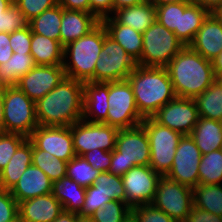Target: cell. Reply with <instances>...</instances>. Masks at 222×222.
<instances>
[{"label": "cell", "mask_w": 222, "mask_h": 222, "mask_svg": "<svg viewBox=\"0 0 222 222\" xmlns=\"http://www.w3.org/2000/svg\"><path fill=\"white\" fill-rule=\"evenodd\" d=\"M41 126H71L83 118V82L65 77L35 103Z\"/></svg>", "instance_id": "1"}, {"label": "cell", "mask_w": 222, "mask_h": 222, "mask_svg": "<svg viewBox=\"0 0 222 222\" xmlns=\"http://www.w3.org/2000/svg\"><path fill=\"white\" fill-rule=\"evenodd\" d=\"M177 97L195 98L214 81L212 61L185 46L165 66Z\"/></svg>", "instance_id": "2"}, {"label": "cell", "mask_w": 222, "mask_h": 222, "mask_svg": "<svg viewBox=\"0 0 222 222\" xmlns=\"http://www.w3.org/2000/svg\"><path fill=\"white\" fill-rule=\"evenodd\" d=\"M127 80L143 118L152 117L163 105L177 97L165 67L137 65Z\"/></svg>", "instance_id": "3"}, {"label": "cell", "mask_w": 222, "mask_h": 222, "mask_svg": "<svg viewBox=\"0 0 222 222\" xmlns=\"http://www.w3.org/2000/svg\"><path fill=\"white\" fill-rule=\"evenodd\" d=\"M103 44L104 25L101 21L86 35L67 44L63 51L66 77L83 83L94 82L95 65ZM68 55L71 60L69 63L66 61Z\"/></svg>", "instance_id": "4"}, {"label": "cell", "mask_w": 222, "mask_h": 222, "mask_svg": "<svg viewBox=\"0 0 222 222\" xmlns=\"http://www.w3.org/2000/svg\"><path fill=\"white\" fill-rule=\"evenodd\" d=\"M149 164L150 144L144 127L119 129L108 172L122 177L132 167Z\"/></svg>", "instance_id": "5"}, {"label": "cell", "mask_w": 222, "mask_h": 222, "mask_svg": "<svg viewBox=\"0 0 222 222\" xmlns=\"http://www.w3.org/2000/svg\"><path fill=\"white\" fill-rule=\"evenodd\" d=\"M210 13L195 3H169L156 6V20L175 33L188 46Z\"/></svg>", "instance_id": "6"}, {"label": "cell", "mask_w": 222, "mask_h": 222, "mask_svg": "<svg viewBox=\"0 0 222 222\" xmlns=\"http://www.w3.org/2000/svg\"><path fill=\"white\" fill-rule=\"evenodd\" d=\"M141 66L165 67L185 45L157 20L143 33Z\"/></svg>", "instance_id": "7"}, {"label": "cell", "mask_w": 222, "mask_h": 222, "mask_svg": "<svg viewBox=\"0 0 222 222\" xmlns=\"http://www.w3.org/2000/svg\"><path fill=\"white\" fill-rule=\"evenodd\" d=\"M141 125L150 144L149 166L156 173L165 176L172 167L176 148L183 135L157 123L152 117L144 118Z\"/></svg>", "instance_id": "8"}, {"label": "cell", "mask_w": 222, "mask_h": 222, "mask_svg": "<svg viewBox=\"0 0 222 222\" xmlns=\"http://www.w3.org/2000/svg\"><path fill=\"white\" fill-rule=\"evenodd\" d=\"M4 132L29 137L39 126L33 102L17 86L4 88Z\"/></svg>", "instance_id": "9"}, {"label": "cell", "mask_w": 222, "mask_h": 222, "mask_svg": "<svg viewBox=\"0 0 222 222\" xmlns=\"http://www.w3.org/2000/svg\"><path fill=\"white\" fill-rule=\"evenodd\" d=\"M137 66L136 61L107 35L104 27V44L96 61L94 82H114L126 80Z\"/></svg>", "instance_id": "10"}, {"label": "cell", "mask_w": 222, "mask_h": 222, "mask_svg": "<svg viewBox=\"0 0 222 222\" xmlns=\"http://www.w3.org/2000/svg\"><path fill=\"white\" fill-rule=\"evenodd\" d=\"M107 125L118 129L132 128L142 123L132 87L128 80L109 82Z\"/></svg>", "instance_id": "11"}, {"label": "cell", "mask_w": 222, "mask_h": 222, "mask_svg": "<svg viewBox=\"0 0 222 222\" xmlns=\"http://www.w3.org/2000/svg\"><path fill=\"white\" fill-rule=\"evenodd\" d=\"M151 204L176 222H185L194 205L193 189L161 176Z\"/></svg>", "instance_id": "12"}, {"label": "cell", "mask_w": 222, "mask_h": 222, "mask_svg": "<svg viewBox=\"0 0 222 222\" xmlns=\"http://www.w3.org/2000/svg\"><path fill=\"white\" fill-rule=\"evenodd\" d=\"M119 129L105 123L80 120L71 125L73 149L77 156H83L94 149L113 151Z\"/></svg>", "instance_id": "13"}, {"label": "cell", "mask_w": 222, "mask_h": 222, "mask_svg": "<svg viewBox=\"0 0 222 222\" xmlns=\"http://www.w3.org/2000/svg\"><path fill=\"white\" fill-rule=\"evenodd\" d=\"M161 175L150 166H135L122 177L126 203L131 207L151 204Z\"/></svg>", "instance_id": "14"}, {"label": "cell", "mask_w": 222, "mask_h": 222, "mask_svg": "<svg viewBox=\"0 0 222 222\" xmlns=\"http://www.w3.org/2000/svg\"><path fill=\"white\" fill-rule=\"evenodd\" d=\"M201 152L190 135H183L176 148L169 178L190 188L199 184Z\"/></svg>", "instance_id": "15"}, {"label": "cell", "mask_w": 222, "mask_h": 222, "mask_svg": "<svg viewBox=\"0 0 222 222\" xmlns=\"http://www.w3.org/2000/svg\"><path fill=\"white\" fill-rule=\"evenodd\" d=\"M152 118L182 135H190L198 122L199 114L194 98L176 97L163 105Z\"/></svg>", "instance_id": "16"}, {"label": "cell", "mask_w": 222, "mask_h": 222, "mask_svg": "<svg viewBox=\"0 0 222 222\" xmlns=\"http://www.w3.org/2000/svg\"><path fill=\"white\" fill-rule=\"evenodd\" d=\"M28 140L36 149L49 152L55 158L69 162L76 156L71 126H37Z\"/></svg>", "instance_id": "17"}, {"label": "cell", "mask_w": 222, "mask_h": 222, "mask_svg": "<svg viewBox=\"0 0 222 222\" xmlns=\"http://www.w3.org/2000/svg\"><path fill=\"white\" fill-rule=\"evenodd\" d=\"M65 77L63 65H35L19 79L16 86L36 103Z\"/></svg>", "instance_id": "18"}, {"label": "cell", "mask_w": 222, "mask_h": 222, "mask_svg": "<svg viewBox=\"0 0 222 222\" xmlns=\"http://www.w3.org/2000/svg\"><path fill=\"white\" fill-rule=\"evenodd\" d=\"M63 210L52 193L18 203L19 217L23 222H53Z\"/></svg>", "instance_id": "19"}, {"label": "cell", "mask_w": 222, "mask_h": 222, "mask_svg": "<svg viewBox=\"0 0 222 222\" xmlns=\"http://www.w3.org/2000/svg\"><path fill=\"white\" fill-rule=\"evenodd\" d=\"M108 95L109 82H84L82 119L94 123H104L107 120L108 109L110 108ZM90 115L92 118H90Z\"/></svg>", "instance_id": "20"}, {"label": "cell", "mask_w": 222, "mask_h": 222, "mask_svg": "<svg viewBox=\"0 0 222 222\" xmlns=\"http://www.w3.org/2000/svg\"><path fill=\"white\" fill-rule=\"evenodd\" d=\"M188 46L212 61L222 50V24L210 13Z\"/></svg>", "instance_id": "21"}, {"label": "cell", "mask_w": 222, "mask_h": 222, "mask_svg": "<svg viewBox=\"0 0 222 222\" xmlns=\"http://www.w3.org/2000/svg\"><path fill=\"white\" fill-rule=\"evenodd\" d=\"M53 182L37 166H29L10 190L16 201L22 202L37 196L52 193Z\"/></svg>", "instance_id": "22"}, {"label": "cell", "mask_w": 222, "mask_h": 222, "mask_svg": "<svg viewBox=\"0 0 222 222\" xmlns=\"http://www.w3.org/2000/svg\"><path fill=\"white\" fill-rule=\"evenodd\" d=\"M100 20L90 12L63 8L60 26V44L65 47L91 31Z\"/></svg>", "instance_id": "23"}, {"label": "cell", "mask_w": 222, "mask_h": 222, "mask_svg": "<svg viewBox=\"0 0 222 222\" xmlns=\"http://www.w3.org/2000/svg\"><path fill=\"white\" fill-rule=\"evenodd\" d=\"M109 16L100 20L106 29L107 35L121 45L137 62L142 54V33L120 24L114 17Z\"/></svg>", "instance_id": "24"}, {"label": "cell", "mask_w": 222, "mask_h": 222, "mask_svg": "<svg viewBox=\"0 0 222 222\" xmlns=\"http://www.w3.org/2000/svg\"><path fill=\"white\" fill-rule=\"evenodd\" d=\"M113 16L120 24L129 26L143 33L156 21V7L145 0L141 4L124 7L114 12Z\"/></svg>", "instance_id": "25"}, {"label": "cell", "mask_w": 222, "mask_h": 222, "mask_svg": "<svg viewBox=\"0 0 222 222\" xmlns=\"http://www.w3.org/2000/svg\"><path fill=\"white\" fill-rule=\"evenodd\" d=\"M190 136L194 139L201 155L222 148V122L199 117Z\"/></svg>", "instance_id": "26"}, {"label": "cell", "mask_w": 222, "mask_h": 222, "mask_svg": "<svg viewBox=\"0 0 222 222\" xmlns=\"http://www.w3.org/2000/svg\"><path fill=\"white\" fill-rule=\"evenodd\" d=\"M32 165V143L27 139L0 171V188L11 190L25 170Z\"/></svg>", "instance_id": "27"}, {"label": "cell", "mask_w": 222, "mask_h": 222, "mask_svg": "<svg viewBox=\"0 0 222 222\" xmlns=\"http://www.w3.org/2000/svg\"><path fill=\"white\" fill-rule=\"evenodd\" d=\"M85 189L65 176L53 182L52 194L62 204L65 211L79 214L84 207Z\"/></svg>", "instance_id": "28"}, {"label": "cell", "mask_w": 222, "mask_h": 222, "mask_svg": "<svg viewBox=\"0 0 222 222\" xmlns=\"http://www.w3.org/2000/svg\"><path fill=\"white\" fill-rule=\"evenodd\" d=\"M63 51L59 41L32 33L30 54L36 65H63Z\"/></svg>", "instance_id": "29"}, {"label": "cell", "mask_w": 222, "mask_h": 222, "mask_svg": "<svg viewBox=\"0 0 222 222\" xmlns=\"http://www.w3.org/2000/svg\"><path fill=\"white\" fill-rule=\"evenodd\" d=\"M35 65L30 53H13L7 62L0 64V86L4 88L16 86L19 79Z\"/></svg>", "instance_id": "30"}, {"label": "cell", "mask_w": 222, "mask_h": 222, "mask_svg": "<svg viewBox=\"0 0 222 222\" xmlns=\"http://www.w3.org/2000/svg\"><path fill=\"white\" fill-rule=\"evenodd\" d=\"M63 8L57 4L43 11L40 15L29 21L32 33L49 37L60 42V26Z\"/></svg>", "instance_id": "31"}, {"label": "cell", "mask_w": 222, "mask_h": 222, "mask_svg": "<svg viewBox=\"0 0 222 222\" xmlns=\"http://www.w3.org/2000/svg\"><path fill=\"white\" fill-rule=\"evenodd\" d=\"M194 100L199 117L222 122V87L216 81Z\"/></svg>", "instance_id": "32"}, {"label": "cell", "mask_w": 222, "mask_h": 222, "mask_svg": "<svg viewBox=\"0 0 222 222\" xmlns=\"http://www.w3.org/2000/svg\"><path fill=\"white\" fill-rule=\"evenodd\" d=\"M222 184L199 183L193 188L194 206L215 215L222 216Z\"/></svg>", "instance_id": "33"}, {"label": "cell", "mask_w": 222, "mask_h": 222, "mask_svg": "<svg viewBox=\"0 0 222 222\" xmlns=\"http://www.w3.org/2000/svg\"><path fill=\"white\" fill-rule=\"evenodd\" d=\"M67 163L32 144V165L40 168L54 182L66 176Z\"/></svg>", "instance_id": "34"}, {"label": "cell", "mask_w": 222, "mask_h": 222, "mask_svg": "<svg viewBox=\"0 0 222 222\" xmlns=\"http://www.w3.org/2000/svg\"><path fill=\"white\" fill-rule=\"evenodd\" d=\"M199 183L215 185L222 181L221 149L201 155L199 164Z\"/></svg>", "instance_id": "35"}, {"label": "cell", "mask_w": 222, "mask_h": 222, "mask_svg": "<svg viewBox=\"0 0 222 222\" xmlns=\"http://www.w3.org/2000/svg\"><path fill=\"white\" fill-rule=\"evenodd\" d=\"M100 171L93 168L83 156H75L67 163L66 176L77 182L82 187L94 184Z\"/></svg>", "instance_id": "36"}, {"label": "cell", "mask_w": 222, "mask_h": 222, "mask_svg": "<svg viewBox=\"0 0 222 222\" xmlns=\"http://www.w3.org/2000/svg\"><path fill=\"white\" fill-rule=\"evenodd\" d=\"M93 186L97 189V192L101 193L104 197L126 203V195L121 176L109 172H100Z\"/></svg>", "instance_id": "37"}, {"label": "cell", "mask_w": 222, "mask_h": 222, "mask_svg": "<svg viewBox=\"0 0 222 222\" xmlns=\"http://www.w3.org/2000/svg\"><path fill=\"white\" fill-rule=\"evenodd\" d=\"M131 215V207L122 201L111 200L90 217L94 222H123Z\"/></svg>", "instance_id": "38"}, {"label": "cell", "mask_w": 222, "mask_h": 222, "mask_svg": "<svg viewBox=\"0 0 222 222\" xmlns=\"http://www.w3.org/2000/svg\"><path fill=\"white\" fill-rule=\"evenodd\" d=\"M28 26L29 21L14 3L0 14V32L11 34Z\"/></svg>", "instance_id": "39"}, {"label": "cell", "mask_w": 222, "mask_h": 222, "mask_svg": "<svg viewBox=\"0 0 222 222\" xmlns=\"http://www.w3.org/2000/svg\"><path fill=\"white\" fill-rule=\"evenodd\" d=\"M28 138L17 133H0V171L3 170L17 149Z\"/></svg>", "instance_id": "40"}, {"label": "cell", "mask_w": 222, "mask_h": 222, "mask_svg": "<svg viewBox=\"0 0 222 222\" xmlns=\"http://www.w3.org/2000/svg\"><path fill=\"white\" fill-rule=\"evenodd\" d=\"M131 215L136 222H176L165 212L152 204H145L131 208Z\"/></svg>", "instance_id": "41"}, {"label": "cell", "mask_w": 222, "mask_h": 222, "mask_svg": "<svg viewBox=\"0 0 222 222\" xmlns=\"http://www.w3.org/2000/svg\"><path fill=\"white\" fill-rule=\"evenodd\" d=\"M111 199L104 197L97 189L91 185L85 189L84 207L82 208L79 216L90 217L96 210L101 209Z\"/></svg>", "instance_id": "42"}, {"label": "cell", "mask_w": 222, "mask_h": 222, "mask_svg": "<svg viewBox=\"0 0 222 222\" xmlns=\"http://www.w3.org/2000/svg\"><path fill=\"white\" fill-rule=\"evenodd\" d=\"M25 15L28 21L40 15L43 11L58 4V0H18L14 3Z\"/></svg>", "instance_id": "43"}, {"label": "cell", "mask_w": 222, "mask_h": 222, "mask_svg": "<svg viewBox=\"0 0 222 222\" xmlns=\"http://www.w3.org/2000/svg\"><path fill=\"white\" fill-rule=\"evenodd\" d=\"M18 216V202L10 190L0 188V222H10Z\"/></svg>", "instance_id": "44"}, {"label": "cell", "mask_w": 222, "mask_h": 222, "mask_svg": "<svg viewBox=\"0 0 222 222\" xmlns=\"http://www.w3.org/2000/svg\"><path fill=\"white\" fill-rule=\"evenodd\" d=\"M32 31L30 26L10 34V46L13 53H30Z\"/></svg>", "instance_id": "45"}, {"label": "cell", "mask_w": 222, "mask_h": 222, "mask_svg": "<svg viewBox=\"0 0 222 222\" xmlns=\"http://www.w3.org/2000/svg\"><path fill=\"white\" fill-rule=\"evenodd\" d=\"M83 157L85 160L100 172H108L111 166L112 151L94 149L86 152Z\"/></svg>", "instance_id": "46"}, {"label": "cell", "mask_w": 222, "mask_h": 222, "mask_svg": "<svg viewBox=\"0 0 222 222\" xmlns=\"http://www.w3.org/2000/svg\"><path fill=\"white\" fill-rule=\"evenodd\" d=\"M89 12L93 13L99 20L113 12V0H89Z\"/></svg>", "instance_id": "47"}, {"label": "cell", "mask_w": 222, "mask_h": 222, "mask_svg": "<svg viewBox=\"0 0 222 222\" xmlns=\"http://www.w3.org/2000/svg\"><path fill=\"white\" fill-rule=\"evenodd\" d=\"M185 222H222V216L204 211L193 205Z\"/></svg>", "instance_id": "48"}, {"label": "cell", "mask_w": 222, "mask_h": 222, "mask_svg": "<svg viewBox=\"0 0 222 222\" xmlns=\"http://www.w3.org/2000/svg\"><path fill=\"white\" fill-rule=\"evenodd\" d=\"M13 55V49L10 46V34L0 32V64L7 62Z\"/></svg>", "instance_id": "49"}, {"label": "cell", "mask_w": 222, "mask_h": 222, "mask_svg": "<svg viewBox=\"0 0 222 222\" xmlns=\"http://www.w3.org/2000/svg\"><path fill=\"white\" fill-rule=\"evenodd\" d=\"M58 4L67 10L89 12V0H58Z\"/></svg>", "instance_id": "50"}, {"label": "cell", "mask_w": 222, "mask_h": 222, "mask_svg": "<svg viewBox=\"0 0 222 222\" xmlns=\"http://www.w3.org/2000/svg\"><path fill=\"white\" fill-rule=\"evenodd\" d=\"M192 2L200 5L209 13H212L218 6L222 4V0H192Z\"/></svg>", "instance_id": "51"}, {"label": "cell", "mask_w": 222, "mask_h": 222, "mask_svg": "<svg viewBox=\"0 0 222 222\" xmlns=\"http://www.w3.org/2000/svg\"><path fill=\"white\" fill-rule=\"evenodd\" d=\"M144 1L145 0H113V13L118 9L138 5Z\"/></svg>", "instance_id": "52"}, {"label": "cell", "mask_w": 222, "mask_h": 222, "mask_svg": "<svg viewBox=\"0 0 222 222\" xmlns=\"http://www.w3.org/2000/svg\"><path fill=\"white\" fill-rule=\"evenodd\" d=\"M79 214L63 210L53 222H77Z\"/></svg>", "instance_id": "53"}, {"label": "cell", "mask_w": 222, "mask_h": 222, "mask_svg": "<svg viewBox=\"0 0 222 222\" xmlns=\"http://www.w3.org/2000/svg\"><path fill=\"white\" fill-rule=\"evenodd\" d=\"M4 87L0 86V133L4 132Z\"/></svg>", "instance_id": "54"}, {"label": "cell", "mask_w": 222, "mask_h": 222, "mask_svg": "<svg viewBox=\"0 0 222 222\" xmlns=\"http://www.w3.org/2000/svg\"><path fill=\"white\" fill-rule=\"evenodd\" d=\"M212 67L215 75H222V50L220 54L212 60Z\"/></svg>", "instance_id": "55"}, {"label": "cell", "mask_w": 222, "mask_h": 222, "mask_svg": "<svg viewBox=\"0 0 222 222\" xmlns=\"http://www.w3.org/2000/svg\"><path fill=\"white\" fill-rule=\"evenodd\" d=\"M148 1L151 2L155 7L164 4L178 3V2L192 3V0H148Z\"/></svg>", "instance_id": "56"}, {"label": "cell", "mask_w": 222, "mask_h": 222, "mask_svg": "<svg viewBox=\"0 0 222 222\" xmlns=\"http://www.w3.org/2000/svg\"><path fill=\"white\" fill-rule=\"evenodd\" d=\"M222 24V4L211 13Z\"/></svg>", "instance_id": "57"}, {"label": "cell", "mask_w": 222, "mask_h": 222, "mask_svg": "<svg viewBox=\"0 0 222 222\" xmlns=\"http://www.w3.org/2000/svg\"><path fill=\"white\" fill-rule=\"evenodd\" d=\"M13 4L10 0H0V14L6 11Z\"/></svg>", "instance_id": "58"}, {"label": "cell", "mask_w": 222, "mask_h": 222, "mask_svg": "<svg viewBox=\"0 0 222 222\" xmlns=\"http://www.w3.org/2000/svg\"><path fill=\"white\" fill-rule=\"evenodd\" d=\"M77 222H94V220L91 217H77Z\"/></svg>", "instance_id": "59"}, {"label": "cell", "mask_w": 222, "mask_h": 222, "mask_svg": "<svg viewBox=\"0 0 222 222\" xmlns=\"http://www.w3.org/2000/svg\"><path fill=\"white\" fill-rule=\"evenodd\" d=\"M215 81L222 87V75H215Z\"/></svg>", "instance_id": "60"}, {"label": "cell", "mask_w": 222, "mask_h": 222, "mask_svg": "<svg viewBox=\"0 0 222 222\" xmlns=\"http://www.w3.org/2000/svg\"><path fill=\"white\" fill-rule=\"evenodd\" d=\"M123 222H136V221H135L134 217L132 215H130Z\"/></svg>", "instance_id": "61"}, {"label": "cell", "mask_w": 222, "mask_h": 222, "mask_svg": "<svg viewBox=\"0 0 222 222\" xmlns=\"http://www.w3.org/2000/svg\"><path fill=\"white\" fill-rule=\"evenodd\" d=\"M10 222H23V221H22L21 218L18 216V217H16L15 219H13V220L10 221Z\"/></svg>", "instance_id": "62"}, {"label": "cell", "mask_w": 222, "mask_h": 222, "mask_svg": "<svg viewBox=\"0 0 222 222\" xmlns=\"http://www.w3.org/2000/svg\"><path fill=\"white\" fill-rule=\"evenodd\" d=\"M12 3H15V2H17L18 0H10Z\"/></svg>", "instance_id": "63"}]
</instances>
